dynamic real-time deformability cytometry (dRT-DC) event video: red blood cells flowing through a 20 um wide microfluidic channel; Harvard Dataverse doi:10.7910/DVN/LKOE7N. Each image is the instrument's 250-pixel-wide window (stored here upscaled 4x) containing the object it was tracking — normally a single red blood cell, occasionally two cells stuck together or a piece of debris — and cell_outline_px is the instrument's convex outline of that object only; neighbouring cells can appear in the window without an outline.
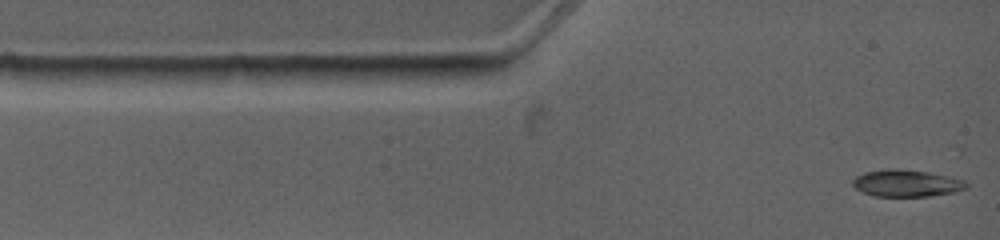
{"species": "common noctule bat (a hibernating species)", "species_latin": "Nyctalus noctula", "temperature_condition": "warm", "stored_images_in_passage": 5, "camera_frame_rate_fps": 4500, "um_per_image_px": 0.085, "animal": {"sex": "female", "body_mass_g": 19.0, "forearm_length_mm": 53.3}, "frame": {"image": 1, "passage_image": 1, "time_ms": 0.0, "image_size_px": [1000, 240], "cell_outline_px": [[968, 188], [956, 192], [932, 196], [872, 196], [856, 188], [852, 184], [852, 180], [856, 176], [864, 172], [888, 168], [896, 168], [928, 172], [948, 176], [964, 180], [968, 184]], "centroid_in_image_um": [77.07, 15.57], "position_along_channel_um": 7.9, "area_um2": 17.98}}
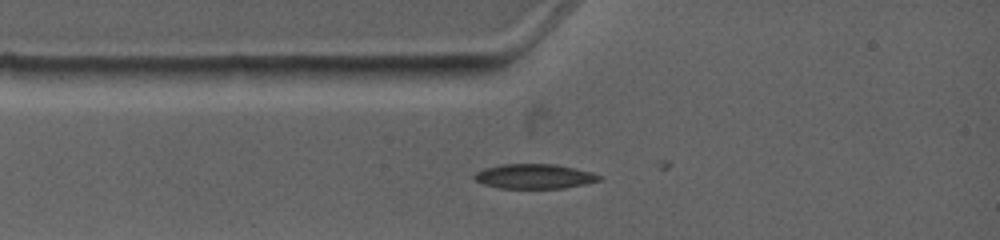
{"frame": {"image": 2, "passage_image": 3, "time_ms": 1.778, "image_size_px": [1000, 240], "cell_outline_px": [[604, 180], [564, 188], [500, 188], [484, 184], [476, 180], [472, 176], [476, 172], [484, 168], [500, 164], [556, 164], [592, 172], [604, 176]], "centroid_in_image_um": [45.46, 14.98], "position_along_channel_um": 39.5, "area_um2": 18.09}}
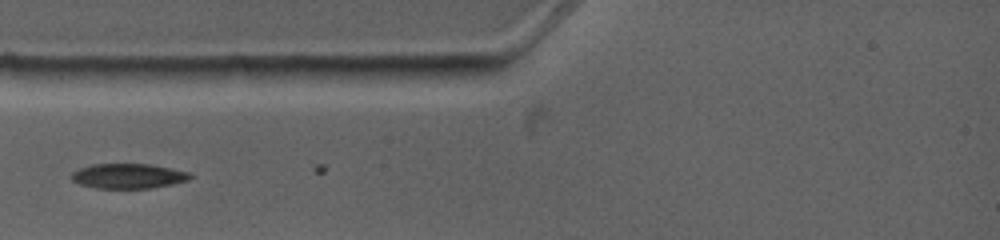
{"frame": {"image": 3, "passage_image": 4, "time_ms": 2.667, "image_size_px": [1000, 240], "cell_outline_px": [[192, 176], [188, 180], [172, 184], [152, 188], [96, 188], [80, 184], [72, 180], [68, 176], [72, 172], [80, 168], [92, 164], [148, 164], [188, 172]], "centroid_in_image_um": [10.85, 14.96], "position_along_channel_um": 74.2, "area_um2": 17.11}}